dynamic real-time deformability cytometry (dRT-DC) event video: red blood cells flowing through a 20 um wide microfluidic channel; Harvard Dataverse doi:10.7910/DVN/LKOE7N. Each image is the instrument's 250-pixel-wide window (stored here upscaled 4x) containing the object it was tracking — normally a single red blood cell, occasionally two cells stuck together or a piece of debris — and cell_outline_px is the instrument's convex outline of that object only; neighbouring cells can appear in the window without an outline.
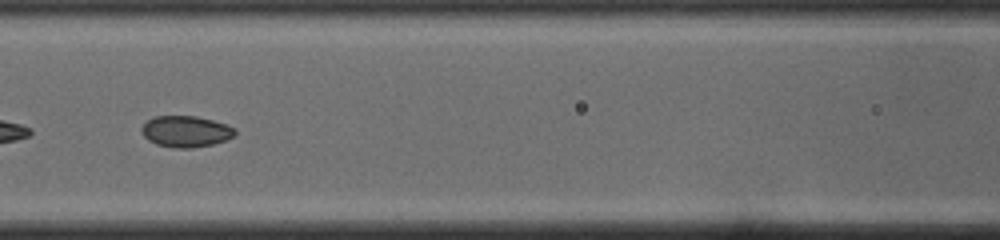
{"species": "common noctule bat (a hibernating species)", "species_latin": "Nyctalus noctula", "temperature_condition": "cold", "stored_images_in_passage": 50, "camera_frame_rate_fps": 3000, "um_per_image_px": 0.085, "animal": {"sex": "male", "body_mass_g": 19.0, "forearm_length_mm": 50.8}, "frame": {"image": 1, "passage_image": 22, "time_ms": 7.0, "image_size_px": [1000, 240], "cell_outline_px": [[236, 136], [212, 144], [192, 148], [176, 148], [156, 144], [148, 140], [140, 132], [140, 128], [152, 116], [196, 116], [212, 120], [236, 128]], "centroid_in_image_um": [15.78, 11.17], "position_along_channel_um": 150.8, "area_um2": 17.05}, "authors_computed_cell_mechanics": {"area_um2": 18.496, "velocity_mm_per_s": 3.8743, "shape_relaxation_time_tau1_ms": null, "shape_relaxation_time_tau2_ms": 1.1325, "deformation_change_tau1": null, "deformation_change_tau2": 0.0407}}